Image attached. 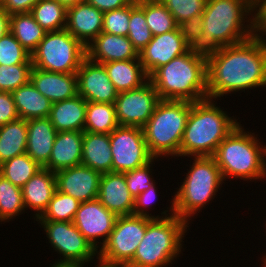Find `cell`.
<instances>
[{"instance_id":"cell-1","label":"cell","mask_w":266,"mask_h":267,"mask_svg":"<svg viewBox=\"0 0 266 267\" xmlns=\"http://www.w3.org/2000/svg\"><path fill=\"white\" fill-rule=\"evenodd\" d=\"M208 98L266 88V44L255 37L206 53Z\"/></svg>"},{"instance_id":"cell-2","label":"cell","mask_w":266,"mask_h":267,"mask_svg":"<svg viewBox=\"0 0 266 267\" xmlns=\"http://www.w3.org/2000/svg\"><path fill=\"white\" fill-rule=\"evenodd\" d=\"M218 106L216 99L210 98L191 102L180 145L181 158L213 156L218 145L240 125L234 115L230 117Z\"/></svg>"},{"instance_id":"cell-3","label":"cell","mask_w":266,"mask_h":267,"mask_svg":"<svg viewBox=\"0 0 266 267\" xmlns=\"http://www.w3.org/2000/svg\"><path fill=\"white\" fill-rule=\"evenodd\" d=\"M149 80L162 100H204L208 98L206 53L191 48L159 67Z\"/></svg>"},{"instance_id":"cell-4","label":"cell","mask_w":266,"mask_h":267,"mask_svg":"<svg viewBox=\"0 0 266 267\" xmlns=\"http://www.w3.org/2000/svg\"><path fill=\"white\" fill-rule=\"evenodd\" d=\"M252 15L253 0H208L202 13V52L208 53L252 37Z\"/></svg>"},{"instance_id":"cell-5","label":"cell","mask_w":266,"mask_h":267,"mask_svg":"<svg viewBox=\"0 0 266 267\" xmlns=\"http://www.w3.org/2000/svg\"><path fill=\"white\" fill-rule=\"evenodd\" d=\"M238 125L219 145L213 155L226 179L266 180V144L251 131ZM258 138V139H257Z\"/></svg>"},{"instance_id":"cell-6","label":"cell","mask_w":266,"mask_h":267,"mask_svg":"<svg viewBox=\"0 0 266 267\" xmlns=\"http://www.w3.org/2000/svg\"><path fill=\"white\" fill-rule=\"evenodd\" d=\"M190 160H193L190 161L192 165L187 169L188 173H184L186 177L170 202L173 204L174 214L189 224L192 217L198 215L206 204H210L223 183L225 184L213 156L190 157Z\"/></svg>"},{"instance_id":"cell-7","label":"cell","mask_w":266,"mask_h":267,"mask_svg":"<svg viewBox=\"0 0 266 267\" xmlns=\"http://www.w3.org/2000/svg\"><path fill=\"white\" fill-rule=\"evenodd\" d=\"M188 225L185 219L175 214L153 218L147 224L144 237L129 263L138 267L171 266L183 251L185 233L190 230Z\"/></svg>"},{"instance_id":"cell-8","label":"cell","mask_w":266,"mask_h":267,"mask_svg":"<svg viewBox=\"0 0 266 267\" xmlns=\"http://www.w3.org/2000/svg\"><path fill=\"white\" fill-rule=\"evenodd\" d=\"M190 109V101H159L142 128L148 151L154 158L180 157V145Z\"/></svg>"},{"instance_id":"cell-9","label":"cell","mask_w":266,"mask_h":267,"mask_svg":"<svg viewBox=\"0 0 266 267\" xmlns=\"http://www.w3.org/2000/svg\"><path fill=\"white\" fill-rule=\"evenodd\" d=\"M86 58V47L66 29L46 32L31 53L34 68L59 73H76Z\"/></svg>"},{"instance_id":"cell-10","label":"cell","mask_w":266,"mask_h":267,"mask_svg":"<svg viewBox=\"0 0 266 267\" xmlns=\"http://www.w3.org/2000/svg\"><path fill=\"white\" fill-rule=\"evenodd\" d=\"M152 219L134 214L118 216L113 231L98 250V257L112 263H129Z\"/></svg>"},{"instance_id":"cell-11","label":"cell","mask_w":266,"mask_h":267,"mask_svg":"<svg viewBox=\"0 0 266 267\" xmlns=\"http://www.w3.org/2000/svg\"><path fill=\"white\" fill-rule=\"evenodd\" d=\"M36 221L45 231L50 246L62 256L55 262L86 265L93 263L94 258L98 257V251L92 247L73 222Z\"/></svg>"},{"instance_id":"cell-12","label":"cell","mask_w":266,"mask_h":267,"mask_svg":"<svg viewBox=\"0 0 266 267\" xmlns=\"http://www.w3.org/2000/svg\"><path fill=\"white\" fill-rule=\"evenodd\" d=\"M109 137L112 172L124 173L134 170L154 158L148 151L142 128L118 126Z\"/></svg>"},{"instance_id":"cell-13","label":"cell","mask_w":266,"mask_h":267,"mask_svg":"<svg viewBox=\"0 0 266 267\" xmlns=\"http://www.w3.org/2000/svg\"><path fill=\"white\" fill-rule=\"evenodd\" d=\"M160 100L150 80L139 88L118 93L115 108L119 126L143 128Z\"/></svg>"},{"instance_id":"cell-14","label":"cell","mask_w":266,"mask_h":267,"mask_svg":"<svg viewBox=\"0 0 266 267\" xmlns=\"http://www.w3.org/2000/svg\"><path fill=\"white\" fill-rule=\"evenodd\" d=\"M117 217L115 213L105 208L96 198L80 203L73 224L92 247L98 251L113 231Z\"/></svg>"},{"instance_id":"cell-15","label":"cell","mask_w":266,"mask_h":267,"mask_svg":"<svg viewBox=\"0 0 266 267\" xmlns=\"http://www.w3.org/2000/svg\"><path fill=\"white\" fill-rule=\"evenodd\" d=\"M78 95L87 102L115 104L118 92L103 64L87 57L76 72Z\"/></svg>"},{"instance_id":"cell-16","label":"cell","mask_w":266,"mask_h":267,"mask_svg":"<svg viewBox=\"0 0 266 267\" xmlns=\"http://www.w3.org/2000/svg\"><path fill=\"white\" fill-rule=\"evenodd\" d=\"M191 47L186 43L179 28L156 35L139 52L143 69L150 77L159 67L166 65L173 58L188 52Z\"/></svg>"},{"instance_id":"cell-17","label":"cell","mask_w":266,"mask_h":267,"mask_svg":"<svg viewBox=\"0 0 266 267\" xmlns=\"http://www.w3.org/2000/svg\"><path fill=\"white\" fill-rule=\"evenodd\" d=\"M101 173L77 165L55 173L57 191L72 196L80 203L98 198Z\"/></svg>"},{"instance_id":"cell-18","label":"cell","mask_w":266,"mask_h":267,"mask_svg":"<svg viewBox=\"0 0 266 267\" xmlns=\"http://www.w3.org/2000/svg\"><path fill=\"white\" fill-rule=\"evenodd\" d=\"M103 28V12L85 2L67 7L65 29L85 47L89 45Z\"/></svg>"},{"instance_id":"cell-19","label":"cell","mask_w":266,"mask_h":267,"mask_svg":"<svg viewBox=\"0 0 266 267\" xmlns=\"http://www.w3.org/2000/svg\"><path fill=\"white\" fill-rule=\"evenodd\" d=\"M86 57L96 63L132 60L139 57L127 36L101 32L86 46Z\"/></svg>"},{"instance_id":"cell-20","label":"cell","mask_w":266,"mask_h":267,"mask_svg":"<svg viewBox=\"0 0 266 267\" xmlns=\"http://www.w3.org/2000/svg\"><path fill=\"white\" fill-rule=\"evenodd\" d=\"M98 199L117 216L132 215L134 197L130 194L124 173L109 172L101 175Z\"/></svg>"},{"instance_id":"cell-21","label":"cell","mask_w":266,"mask_h":267,"mask_svg":"<svg viewBox=\"0 0 266 267\" xmlns=\"http://www.w3.org/2000/svg\"><path fill=\"white\" fill-rule=\"evenodd\" d=\"M30 81L52 103L78 95L76 73L50 72L33 67Z\"/></svg>"},{"instance_id":"cell-22","label":"cell","mask_w":266,"mask_h":267,"mask_svg":"<svg viewBox=\"0 0 266 267\" xmlns=\"http://www.w3.org/2000/svg\"><path fill=\"white\" fill-rule=\"evenodd\" d=\"M56 135L48 117L27 120L26 153L42 168L49 161Z\"/></svg>"},{"instance_id":"cell-23","label":"cell","mask_w":266,"mask_h":267,"mask_svg":"<svg viewBox=\"0 0 266 267\" xmlns=\"http://www.w3.org/2000/svg\"><path fill=\"white\" fill-rule=\"evenodd\" d=\"M56 190L55 173L46 168H41L22 187L24 207L34 211V220L46 210Z\"/></svg>"},{"instance_id":"cell-24","label":"cell","mask_w":266,"mask_h":267,"mask_svg":"<svg viewBox=\"0 0 266 267\" xmlns=\"http://www.w3.org/2000/svg\"><path fill=\"white\" fill-rule=\"evenodd\" d=\"M83 133L80 131L57 132L49 161L44 168L56 173L80 165Z\"/></svg>"},{"instance_id":"cell-25","label":"cell","mask_w":266,"mask_h":267,"mask_svg":"<svg viewBox=\"0 0 266 267\" xmlns=\"http://www.w3.org/2000/svg\"><path fill=\"white\" fill-rule=\"evenodd\" d=\"M87 101L80 95L52 103L49 120L57 132H84Z\"/></svg>"},{"instance_id":"cell-26","label":"cell","mask_w":266,"mask_h":267,"mask_svg":"<svg viewBox=\"0 0 266 267\" xmlns=\"http://www.w3.org/2000/svg\"><path fill=\"white\" fill-rule=\"evenodd\" d=\"M109 134L84 132L81 164L101 174L112 172Z\"/></svg>"},{"instance_id":"cell-27","label":"cell","mask_w":266,"mask_h":267,"mask_svg":"<svg viewBox=\"0 0 266 267\" xmlns=\"http://www.w3.org/2000/svg\"><path fill=\"white\" fill-rule=\"evenodd\" d=\"M118 93L141 87L149 80L140 58L103 64Z\"/></svg>"},{"instance_id":"cell-28","label":"cell","mask_w":266,"mask_h":267,"mask_svg":"<svg viewBox=\"0 0 266 267\" xmlns=\"http://www.w3.org/2000/svg\"><path fill=\"white\" fill-rule=\"evenodd\" d=\"M20 119L30 120L48 117L52 102L42 95L29 81L12 92Z\"/></svg>"},{"instance_id":"cell-29","label":"cell","mask_w":266,"mask_h":267,"mask_svg":"<svg viewBox=\"0 0 266 267\" xmlns=\"http://www.w3.org/2000/svg\"><path fill=\"white\" fill-rule=\"evenodd\" d=\"M27 120L17 119L0 126V165L26 153Z\"/></svg>"},{"instance_id":"cell-30","label":"cell","mask_w":266,"mask_h":267,"mask_svg":"<svg viewBox=\"0 0 266 267\" xmlns=\"http://www.w3.org/2000/svg\"><path fill=\"white\" fill-rule=\"evenodd\" d=\"M9 29L30 54L36 49L47 32L34 20L30 13L11 14Z\"/></svg>"},{"instance_id":"cell-31","label":"cell","mask_w":266,"mask_h":267,"mask_svg":"<svg viewBox=\"0 0 266 267\" xmlns=\"http://www.w3.org/2000/svg\"><path fill=\"white\" fill-rule=\"evenodd\" d=\"M118 126L115 104L87 102L84 132L111 134Z\"/></svg>"},{"instance_id":"cell-32","label":"cell","mask_w":266,"mask_h":267,"mask_svg":"<svg viewBox=\"0 0 266 267\" xmlns=\"http://www.w3.org/2000/svg\"><path fill=\"white\" fill-rule=\"evenodd\" d=\"M30 14L47 32L66 27L67 7L57 0H40L32 7Z\"/></svg>"},{"instance_id":"cell-33","label":"cell","mask_w":266,"mask_h":267,"mask_svg":"<svg viewBox=\"0 0 266 267\" xmlns=\"http://www.w3.org/2000/svg\"><path fill=\"white\" fill-rule=\"evenodd\" d=\"M137 5L145 12L147 25L153 36L178 28L174 16L160 0H139Z\"/></svg>"},{"instance_id":"cell-34","label":"cell","mask_w":266,"mask_h":267,"mask_svg":"<svg viewBox=\"0 0 266 267\" xmlns=\"http://www.w3.org/2000/svg\"><path fill=\"white\" fill-rule=\"evenodd\" d=\"M42 167L27 154H21L0 165V175L22 188Z\"/></svg>"},{"instance_id":"cell-35","label":"cell","mask_w":266,"mask_h":267,"mask_svg":"<svg viewBox=\"0 0 266 267\" xmlns=\"http://www.w3.org/2000/svg\"><path fill=\"white\" fill-rule=\"evenodd\" d=\"M22 188L0 175V222H9L25 213Z\"/></svg>"},{"instance_id":"cell-36","label":"cell","mask_w":266,"mask_h":267,"mask_svg":"<svg viewBox=\"0 0 266 267\" xmlns=\"http://www.w3.org/2000/svg\"><path fill=\"white\" fill-rule=\"evenodd\" d=\"M80 202L56 190L43 214L36 220L73 222Z\"/></svg>"},{"instance_id":"cell-37","label":"cell","mask_w":266,"mask_h":267,"mask_svg":"<svg viewBox=\"0 0 266 267\" xmlns=\"http://www.w3.org/2000/svg\"><path fill=\"white\" fill-rule=\"evenodd\" d=\"M32 64L1 65L0 91L12 93L30 81Z\"/></svg>"},{"instance_id":"cell-38","label":"cell","mask_w":266,"mask_h":267,"mask_svg":"<svg viewBox=\"0 0 266 267\" xmlns=\"http://www.w3.org/2000/svg\"><path fill=\"white\" fill-rule=\"evenodd\" d=\"M0 64H32L31 54L10 31L0 39Z\"/></svg>"},{"instance_id":"cell-39","label":"cell","mask_w":266,"mask_h":267,"mask_svg":"<svg viewBox=\"0 0 266 267\" xmlns=\"http://www.w3.org/2000/svg\"><path fill=\"white\" fill-rule=\"evenodd\" d=\"M137 6V1H131L127 6L103 13L102 32L128 36L131 11Z\"/></svg>"},{"instance_id":"cell-40","label":"cell","mask_w":266,"mask_h":267,"mask_svg":"<svg viewBox=\"0 0 266 267\" xmlns=\"http://www.w3.org/2000/svg\"><path fill=\"white\" fill-rule=\"evenodd\" d=\"M128 39L138 53L152 40L145 12L137 5L130 13Z\"/></svg>"},{"instance_id":"cell-41","label":"cell","mask_w":266,"mask_h":267,"mask_svg":"<svg viewBox=\"0 0 266 267\" xmlns=\"http://www.w3.org/2000/svg\"><path fill=\"white\" fill-rule=\"evenodd\" d=\"M156 159L161 160L160 158H153L150 162L145 164L142 167L136 168L134 170L124 172L125 181L128 186L130 194L136 198L140 193L146 191L154 183H156L153 177V162Z\"/></svg>"},{"instance_id":"cell-42","label":"cell","mask_w":266,"mask_h":267,"mask_svg":"<svg viewBox=\"0 0 266 267\" xmlns=\"http://www.w3.org/2000/svg\"><path fill=\"white\" fill-rule=\"evenodd\" d=\"M167 10L174 16L179 25L190 17L202 15L208 0H160Z\"/></svg>"},{"instance_id":"cell-43","label":"cell","mask_w":266,"mask_h":267,"mask_svg":"<svg viewBox=\"0 0 266 267\" xmlns=\"http://www.w3.org/2000/svg\"><path fill=\"white\" fill-rule=\"evenodd\" d=\"M156 184L158 183H154L150 188L140 193L134 199V209H133L134 215L147 216L150 218H166V217L174 215L173 204L167 207V209L169 210H163V212H161V215L163 216H160V215L156 216V215H152L151 213L149 214V211L147 209H149L150 205L153 207L152 203L154 204V201L156 200L157 196L160 195L159 193H157L158 187H156Z\"/></svg>"},{"instance_id":"cell-44","label":"cell","mask_w":266,"mask_h":267,"mask_svg":"<svg viewBox=\"0 0 266 267\" xmlns=\"http://www.w3.org/2000/svg\"><path fill=\"white\" fill-rule=\"evenodd\" d=\"M203 18L202 15L190 17L187 21L178 25L180 33L183 35L186 43L198 51L202 52L203 38Z\"/></svg>"},{"instance_id":"cell-45","label":"cell","mask_w":266,"mask_h":267,"mask_svg":"<svg viewBox=\"0 0 266 267\" xmlns=\"http://www.w3.org/2000/svg\"><path fill=\"white\" fill-rule=\"evenodd\" d=\"M252 36L266 44V0H253Z\"/></svg>"},{"instance_id":"cell-46","label":"cell","mask_w":266,"mask_h":267,"mask_svg":"<svg viewBox=\"0 0 266 267\" xmlns=\"http://www.w3.org/2000/svg\"><path fill=\"white\" fill-rule=\"evenodd\" d=\"M19 119L12 93L0 91V126Z\"/></svg>"},{"instance_id":"cell-47","label":"cell","mask_w":266,"mask_h":267,"mask_svg":"<svg viewBox=\"0 0 266 267\" xmlns=\"http://www.w3.org/2000/svg\"><path fill=\"white\" fill-rule=\"evenodd\" d=\"M40 0H0V6L9 14L30 13Z\"/></svg>"},{"instance_id":"cell-48","label":"cell","mask_w":266,"mask_h":267,"mask_svg":"<svg viewBox=\"0 0 266 267\" xmlns=\"http://www.w3.org/2000/svg\"><path fill=\"white\" fill-rule=\"evenodd\" d=\"M132 0H86L101 12L112 11L127 6Z\"/></svg>"},{"instance_id":"cell-49","label":"cell","mask_w":266,"mask_h":267,"mask_svg":"<svg viewBox=\"0 0 266 267\" xmlns=\"http://www.w3.org/2000/svg\"><path fill=\"white\" fill-rule=\"evenodd\" d=\"M9 26L10 15L0 6V39L10 31Z\"/></svg>"},{"instance_id":"cell-50","label":"cell","mask_w":266,"mask_h":267,"mask_svg":"<svg viewBox=\"0 0 266 267\" xmlns=\"http://www.w3.org/2000/svg\"><path fill=\"white\" fill-rule=\"evenodd\" d=\"M96 259H98V260H94V261L98 262L96 267H124V264H122V263L108 262V261H105L99 257H97Z\"/></svg>"},{"instance_id":"cell-51","label":"cell","mask_w":266,"mask_h":267,"mask_svg":"<svg viewBox=\"0 0 266 267\" xmlns=\"http://www.w3.org/2000/svg\"><path fill=\"white\" fill-rule=\"evenodd\" d=\"M85 265L78 263H66V262H55L51 267H84Z\"/></svg>"},{"instance_id":"cell-52","label":"cell","mask_w":266,"mask_h":267,"mask_svg":"<svg viewBox=\"0 0 266 267\" xmlns=\"http://www.w3.org/2000/svg\"><path fill=\"white\" fill-rule=\"evenodd\" d=\"M57 1L65 5L66 7H69L71 5H75L80 2H85L86 0H57Z\"/></svg>"},{"instance_id":"cell-53","label":"cell","mask_w":266,"mask_h":267,"mask_svg":"<svg viewBox=\"0 0 266 267\" xmlns=\"http://www.w3.org/2000/svg\"><path fill=\"white\" fill-rule=\"evenodd\" d=\"M266 222V221H265ZM266 226V223H265ZM266 229V228H264ZM266 236V235H265ZM264 263V264H263ZM266 264V255L264 254L263 259H262V265L264 266Z\"/></svg>"},{"instance_id":"cell-54","label":"cell","mask_w":266,"mask_h":267,"mask_svg":"<svg viewBox=\"0 0 266 267\" xmlns=\"http://www.w3.org/2000/svg\"><path fill=\"white\" fill-rule=\"evenodd\" d=\"M124 267H138V266H134V265H132L130 263H127V264H124Z\"/></svg>"}]
</instances>
